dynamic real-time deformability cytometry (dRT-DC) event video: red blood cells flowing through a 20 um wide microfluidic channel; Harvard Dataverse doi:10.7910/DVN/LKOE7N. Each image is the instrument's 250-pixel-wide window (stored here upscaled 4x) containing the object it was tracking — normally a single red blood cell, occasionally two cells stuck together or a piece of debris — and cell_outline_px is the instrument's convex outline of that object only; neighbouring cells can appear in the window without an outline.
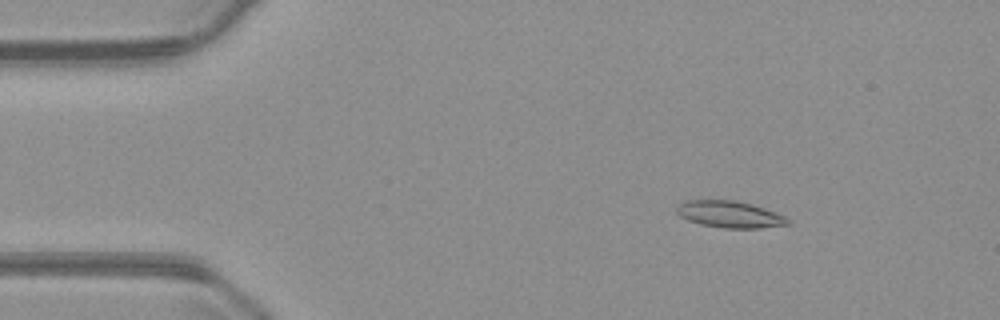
{"species": "common noctule bat (a hibernating species)", "species_latin": "Nyctalus noctula", "temperature_condition": "warm", "stored_images_in_passage": 56, "camera_frame_rate_fps": 3000, "um_per_image_px": 0.085, "animal": {"sex": "male", "body_mass_g": 23.1, "forearm_length_mm": 52.7}, "frame": {"image": 1, "passage_image": 8, "time_ms": 2.333, "image_size_px": [1000, 320], "cell_outline_px": [[792, 224], [760, 228], [724, 228], [700, 224], [688, 220], [680, 216], [676, 212], [676, 208], [684, 200], [736, 200], [752, 204], [776, 212], [792, 220]], "centroid_in_image_um": [62.06, 18.22], "position_along_channel_um": 22.9, "area_um2": 17.46}}
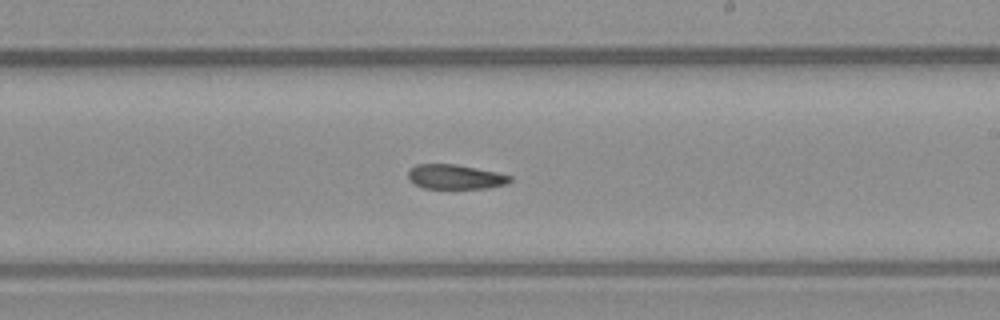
{"frame": {"image": 2, "passage_image": 32, "time_ms": 10.333, "image_size_px": [1000, 320], "cell_outline_px": [[512, 180], [508, 184], [488, 188], [424, 188], [412, 184], [408, 180], [408, 168], [416, 164], [456, 164], [496, 172], [512, 176]], "centroid_in_image_um": [38.66, 15.03], "position_along_channel_um": 250.3, "area_um2": 14.8}}
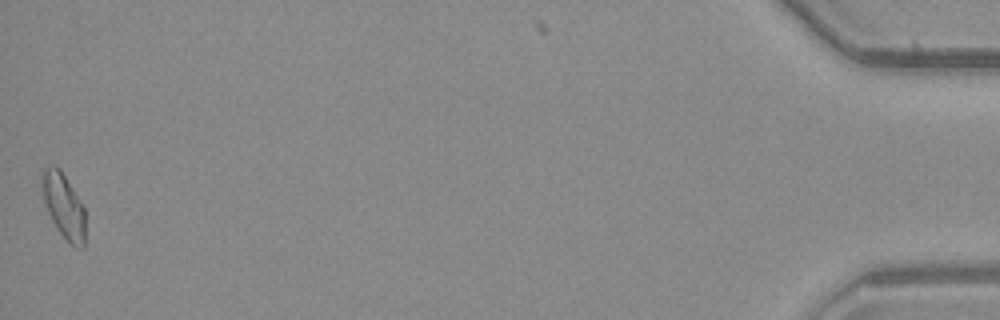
{"frame": {"image": 3, "passage_image": 55, "time_ms": 18.0, "image_size_px": [1000, 320], "cell_outline_px": [[84, 248], [76, 248], [68, 244], [52, 220], [48, 212], [44, 200], [40, 176], [44, 168], [52, 164], [60, 168], [84, 204]], "centroid_in_image_um": [5.42, 17.47], "position_along_channel_um": 429.8, "area_um2": 16.59}}